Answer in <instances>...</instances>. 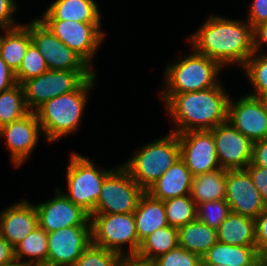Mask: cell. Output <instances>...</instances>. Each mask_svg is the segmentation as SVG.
<instances>
[{"mask_svg":"<svg viewBox=\"0 0 267 266\" xmlns=\"http://www.w3.org/2000/svg\"><path fill=\"white\" fill-rule=\"evenodd\" d=\"M38 225L36 206L26 199L0 211V235L14 248Z\"/></svg>","mask_w":267,"mask_h":266,"instance_id":"19","label":"cell"},{"mask_svg":"<svg viewBox=\"0 0 267 266\" xmlns=\"http://www.w3.org/2000/svg\"><path fill=\"white\" fill-rule=\"evenodd\" d=\"M249 165L267 168V138L253 143L252 161Z\"/></svg>","mask_w":267,"mask_h":266,"instance_id":"42","label":"cell"},{"mask_svg":"<svg viewBox=\"0 0 267 266\" xmlns=\"http://www.w3.org/2000/svg\"><path fill=\"white\" fill-rule=\"evenodd\" d=\"M90 221L93 245L123 257L136 256L141 242L136 232L134 213L91 214Z\"/></svg>","mask_w":267,"mask_h":266,"instance_id":"7","label":"cell"},{"mask_svg":"<svg viewBox=\"0 0 267 266\" xmlns=\"http://www.w3.org/2000/svg\"><path fill=\"white\" fill-rule=\"evenodd\" d=\"M44 134L36 112H30L20 120L6 124L0 128V139H4L10 152L13 167L19 168L25 164Z\"/></svg>","mask_w":267,"mask_h":266,"instance_id":"12","label":"cell"},{"mask_svg":"<svg viewBox=\"0 0 267 266\" xmlns=\"http://www.w3.org/2000/svg\"><path fill=\"white\" fill-rule=\"evenodd\" d=\"M31 42L44 56L49 70L97 72L57 38L38 18L30 20Z\"/></svg>","mask_w":267,"mask_h":266,"instance_id":"11","label":"cell"},{"mask_svg":"<svg viewBox=\"0 0 267 266\" xmlns=\"http://www.w3.org/2000/svg\"><path fill=\"white\" fill-rule=\"evenodd\" d=\"M96 73L47 70L38 77L28 79L21 84L28 109L35 112L46 101L77 90Z\"/></svg>","mask_w":267,"mask_h":266,"instance_id":"9","label":"cell"},{"mask_svg":"<svg viewBox=\"0 0 267 266\" xmlns=\"http://www.w3.org/2000/svg\"><path fill=\"white\" fill-rule=\"evenodd\" d=\"M117 266H151V264L135 257H123Z\"/></svg>","mask_w":267,"mask_h":266,"instance_id":"45","label":"cell"},{"mask_svg":"<svg viewBox=\"0 0 267 266\" xmlns=\"http://www.w3.org/2000/svg\"><path fill=\"white\" fill-rule=\"evenodd\" d=\"M17 3L16 0H0V26L14 28L23 24L17 23L14 17L19 9Z\"/></svg>","mask_w":267,"mask_h":266,"instance_id":"37","label":"cell"},{"mask_svg":"<svg viewBox=\"0 0 267 266\" xmlns=\"http://www.w3.org/2000/svg\"><path fill=\"white\" fill-rule=\"evenodd\" d=\"M260 257H267V247L260 253Z\"/></svg>","mask_w":267,"mask_h":266,"instance_id":"50","label":"cell"},{"mask_svg":"<svg viewBox=\"0 0 267 266\" xmlns=\"http://www.w3.org/2000/svg\"><path fill=\"white\" fill-rule=\"evenodd\" d=\"M0 266H29V265L26 263H23L19 259L14 258L12 261L2 264Z\"/></svg>","mask_w":267,"mask_h":266,"instance_id":"46","label":"cell"},{"mask_svg":"<svg viewBox=\"0 0 267 266\" xmlns=\"http://www.w3.org/2000/svg\"><path fill=\"white\" fill-rule=\"evenodd\" d=\"M57 38L80 55L94 70L93 59L106 39L101 23L40 20Z\"/></svg>","mask_w":267,"mask_h":266,"instance_id":"10","label":"cell"},{"mask_svg":"<svg viewBox=\"0 0 267 266\" xmlns=\"http://www.w3.org/2000/svg\"><path fill=\"white\" fill-rule=\"evenodd\" d=\"M151 266H202V257L177 246L153 260Z\"/></svg>","mask_w":267,"mask_h":266,"instance_id":"36","label":"cell"},{"mask_svg":"<svg viewBox=\"0 0 267 266\" xmlns=\"http://www.w3.org/2000/svg\"><path fill=\"white\" fill-rule=\"evenodd\" d=\"M202 266H228L224 264H202Z\"/></svg>","mask_w":267,"mask_h":266,"instance_id":"51","label":"cell"},{"mask_svg":"<svg viewBox=\"0 0 267 266\" xmlns=\"http://www.w3.org/2000/svg\"><path fill=\"white\" fill-rule=\"evenodd\" d=\"M55 196L35 204L38 212V224L47 233L71 226H91L90 215L74 204L58 186Z\"/></svg>","mask_w":267,"mask_h":266,"instance_id":"16","label":"cell"},{"mask_svg":"<svg viewBox=\"0 0 267 266\" xmlns=\"http://www.w3.org/2000/svg\"><path fill=\"white\" fill-rule=\"evenodd\" d=\"M30 21L26 24L9 28L2 39L0 56L5 63L16 72L31 44Z\"/></svg>","mask_w":267,"mask_h":266,"instance_id":"25","label":"cell"},{"mask_svg":"<svg viewBox=\"0 0 267 266\" xmlns=\"http://www.w3.org/2000/svg\"><path fill=\"white\" fill-rule=\"evenodd\" d=\"M99 10L94 0H55L38 19L102 23V14Z\"/></svg>","mask_w":267,"mask_h":266,"instance_id":"20","label":"cell"},{"mask_svg":"<svg viewBox=\"0 0 267 266\" xmlns=\"http://www.w3.org/2000/svg\"><path fill=\"white\" fill-rule=\"evenodd\" d=\"M259 257L256 246L229 245L217 241L202 256V264L259 266Z\"/></svg>","mask_w":267,"mask_h":266,"instance_id":"22","label":"cell"},{"mask_svg":"<svg viewBox=\"0 0 267 266\" xmlns=\"http://www.w3.org/2000/svg\"><path fill=\"white\" fill-rule=\"evenodd\" d=\"M186 55L166 65L160 93L195 92L220 83V72L224 68L217 61L194 49Z\"/></svg>","mask_w":267,"mask_h":266,"instance_id":"4","label":"cell"},{"mask_svg":"<svg viewBox=\"0 0 267 266\" xmlns=\"http://www.w3.org/2000/svg\"><path fill=\"white\" fill-rule=\"evenodd\" d=\"M14 258V247L0 235V265L8 263Z\"/></svg>","mask_w":267,"mask_h":266,"instance_id":"44","label":"cell"},{"mask_svg":"<svg viewBox=\"0 0 267 266\" xmlns=\"http://www.w3.org/2000/svg\"><path fill=\"white\" fill-rule=\"evenodd\" d=\"M240 20L210 14L187 41L192 49L217 61L224 70L230 65L241 69L255 51L253 28L247 20Z\"/></svg>","mask_w":267,"mask_h":266,"instance_id":"1","label":"cell"},{"mask_svg":"<svg viewBox=\"0 0 267 266\" xmlns=\"http://www.w3.org/2000/svg\"><path fill=\"white\" fill-rule=\"evenodd\" d=\"M122 255L93 245L83 251L73 266H117Z\"/></svg>","mask_w":267,"mask_h":266,"instance_id":"35","label":"cell"},{"mask_svg":"<svg viewBox=\"0 0 267 266\" xmlns=\"http://www.w3.org/2000/svg\"><path fill=\"white\" fill-rule=\"evenodd\" d=\"M217 241V230L198 219L178 228V246L201 257Z\"/></svg>","mask_w":267,"mask_h":266,"instance_id":"26","label":"cell"},{"mask_svg":"<svg viewBox=\"0 0 267 266\" xmlns=\"http://www.w3.org/2000/svg\"><path fill=\"white\" fill-rule=\"evenodd\" d=\"M17 83L15 72L5 63L0 56V93L11 89Z\"/></svg>","mask_w":267,"mask_h":266,"instance_id":"41","label":"cell"},{"mask_svg":"<svg viewBox=\"0 0 267 266\" xmlns=\"http://www.w3.org/2000/svg\"><path fill=\"white\" fill-rule=\"evenodd\" d=\"M226 170L218 169L193 177L190 197L198 205L205 201L225 200Z\"/></svg>","mask_w":267,"mask_h":266,"instance_id":"27","label":"cell"},{"mask_svg":"<svg viewBox=\"0 0 267 266\" xmlns=\"http://www.w3.org/2000/svg\"><path fill=\"white\" fill-rule=\"evenodd\" d=\"M47 266H73L92 243L91 226H71L47 233Z\"/></svg>","mask_w":267,"mask_h":266,"instance_id":"15","label":"cell"},{"mask_svg":"<svg viewBox=\"0 0 267 266\" xmlns=\"http://www.w3.org/2000/svg\"><path fill=\"white\" fill-rule=\"evenodd\" d=\"M134 219L140 242L155 230L169 226L164 202L153 198L146 191L140 197L137 209L134 212Z\"/></svg>","mask_w":267,"mask_h":266,"instance_id":"23","label":"cell"},{"mask_svg":"<svg viewBox=\"0 0 267 266\" xmlns=\"http://www.w3.org/2000/svg\"><path fill=\"white\" fill-rule=\"evenodd\" d=\"M220 82L217 86L187 93H160L172 133L211 130L227 121L230 95ZM228 93V94H227Z\"/></svg>","mask_w":267,"mask_h":266,"instance_id":"2","label":"cell"},{"mask_svg":"<svg viewBox=\"0 0 267 266\" xmlns=\"http://www.w3.org/2000/svg\"><path fill=\"white\" fill-rule=\"evenodd\" d=\"M97 76L96 73L87 79L77 90L46 101L35 111L48 143H54L79 130Z\"/></svg>","mask_w":267,"mask_h":266,"instance_id":"3","label":"cell"},{"mask_svg":"<svg viewBox=\"0 0 267 266\" xmlns=\"http://www.w3.org/2000/svg\"><path fill=\"white\" fill-rule=\"evenodd\" d=\"M254 51L257 53L267 54V50L263 51L261 47L267 46V23H262L253 29Z\"/></svg>","mask_w":267,"mask_h":266,"instance_id":"43","label":"cell"},{"mask_svg":"<svg viewBox=\"0 0 267 266\" xmlns=\"http://www.w3.org/2000/svg\"><path fill=\"white\" fill-rule=\"evenodd\" d=\"M256 248L261 253L267 247V205L255 218Z\"/></svg>","mask_w":267,"mask_h":266,"instance_id":"40","label":"cell"},{"mask_svg":"<svg viewBox=\"0 0 267 266\" xmlns=\"http://www.w3.org/2000/svg\"><path fill=\"white\" fill-rule=\"evenodd\" d=\"M180 158L193 177L220 168L213 134L209 130L188 131L177 134Z\"/></svg>","mask_w":267,"mask_h":266,"instance_id":"14","label":"cell"},{"mask_svg":"<svg viewBox=\"0 0 267 266\" xmlns=\"http://www.w3.org/2000/svg\"><path fill=\"white\" fill-rule=\"evenodd\" d=\"M259 266H267V257H259Z\"/></svg>","mask_w":267,"mask_h":266,"instance_id":"49","label":"cell"},{"mask_svg":"<svg viewBox=\"0 0 267 266\" xmlns=\"http://www.w3.org/2000/svg\"><path fill=\"white\" fill-rule=\"evenodd\" d=\"M178 246V229L171 226L159 228L145 237L135 258L151 263L157 257Z\"/></svg>","mask_w":267,"mask_h":266,"instance_id":"28","label":"cell"},{"mask_svg":"<svg viewBox=\"0 0 267 266\" xmlns=\"http://www.w3.org/2000/svg\"><path fill=\"white\" fill-rule=\"evenodd\" d=\"M192 180L193 175L179 158L146 192L162 201L190 195Z\"/></svg>","mask_w":267,"mask_h":266,"instance_id":"21","label":"cell"},{"mask_svg":"<svg viewBox=\"0 0 267 266\" xmlns=\"http://www.w3.org/2000/svg\"><path fill=\"white\" fill-rule=\"evenodd\" d=\"M249 175L253 180V184L262 195V198L267 205V168L249 165L246 167Z\"/></svg>","mask_w":267,"mask_h":266,"instance_id":"39","label":"cell"},{"mask_svg":"<svg viewBox=\"0 0 267 266\" xmlns=\"http://www.w3.org/2000/svg\"><path fill=\"white\" fill-rule=\"evenodd\" d=\"M9 28H6V27H3V26H0V47H1V42H2V39H3V36L5 34V32L8 30Z\"/></svg>","mask_w":267,"mask_h":266,"instance_id":"48","label":"cell"},{"mask_svg":"<svg viewBox=\"0 0 267 266\" xmlns=\"http://www.w3.org/2000/svg\"><path fill=\"white\" fill-rule=\"evenodd\" d=\"M24 91L21 84L0 93V128L28 115Z\"/></svg>","mask_w":267,"mask_h":266,"instance_id":"30","label":"cell"},{"mask_svg":"<svg viewBox=\"0 0 267 266\" xmlns=\"http://www.w3.org/2000/svg\"><path fill=\"white\" fill-rule=\"evenodd\" d=\"M49 70L44 56L36 46L31 43L22 59L19 69L15 72L16 81L22 84L28 79L38 77Z\"/></svg>","mask_w":267,"mask_h":266,"instance_id":"33","label":"cell"},{"mask_svg":"<svg viewBox=\"0 0 267 266\" xmlns=\"http://www.w3.org/2000/svg\"><path fill=\"white\" fill-rule=\"evenodd\" d=\"M145 191L121 165L104 179L96 207L92 214L134 213Z\"/></svg>","mask_w":267,"mask_h":266,"instance_id":"8","label":"cell"},{"mask_svg":"<svg viewBox=\"0 0 267 266\" xmlns=\"http://www.w3.org/2000/svg\"><path fill=\"white\" fill-rule=\"evenodd\" d=\"M241 69L253 87L249 95L259 97L267 91V54L255 52Z\"/></svg>","mask_w":267,"mask_h":266,"instance_id":"32","label":"cell"},{"mask_svg":"<svg viewBox=\"0 0 267 266\" xmlns=\"http://www.w3.org/2000/svg\"><path fill=\"white\" fill-rule=\"evenodd\" d=\"M163 202L169 226L178 229L197 219V204L190 195L170 198Z\"/></svg>","mask_w":267,"mask_h":266,"instance_id":"31","label":"cell"},{"mask_svg":"<svg viewBox=\"0 0 267 266\" xmlns=\"http://www.w3.org/2000/svg\"><path fill=\"white\" fill-rule=\"evenodd\" d=\"M65 168L66 192H62L74 204L89 215L94 212L104 179L116 168L103 169L94 164L89 157L71 152ZM97 166V167H96Z\"/></svg>","mask_w":267,"mask_h":266,"instance_id":"6","label":"cell"},{"mask_svg":"<svg viewBox=\"0 0 267 266\" xmlns=\"http://www.w3.org/2000/svg\"><path fill=\"white\" fill-rule=\"evenodd\" d=\"M227 120L253 143L267 138V111L258 97L246 95L228 101Z\"/></svg>","mask_w":267,"mask_h":266,"instance_id":"17","label":"cell"},{"mask_svg":"<svg viewBox=\"0 0 267 266\" xmlns=\"http://www.w3.org/2000/svg\"><path fill=\"white\" fill-rule=\"evenodd\" d=\"M15 258L29 266H47V232L39 225L14 248ZM26 258V259H25Z\"/></svg>","mask_w":267,"mask_h":266,"instance_id":"29","label":"cell"},{"mask_svg":"<svg viewBox=\"0 0 267 266\" xmlns=\"http://www.w3.org/2000/svg\"><path fill=\"white\" fill-rule=\"evenodd\" d=\"M221 243L238 246H256L255 219L230 213L217 229Z\"/></svg>","mask_w":267,"mask_h":266,"instance_id":"24","label":"cell"},{"mask_svg":"<svg viewBox=\"0 0 267 266\" xmlns=\"http://www.w3.org/2000/svg\"><path fill=\"white\" fill-rule=\"evenodd\" d=\"M225 200L232 213L254 219L266 206L246 169L226 171Z\"/></svg>","mask_w":267,"mask_h":266,"instance_id":"18","label":"cell"},{"mask_svg":"<svg viewBox=\"0 0 267 266\" xmlns=\"http://www.w3.org/2000/svg\"><path fill=\"white\" fill-rule=\"evenodd\" d=\"M230 213L226 200L205 201L197 205V219L215 230Z\"/></svg>","mask_w":267,"mask_h":266,"instance_id":"34","label":"cell"},{"mask_svg":"<svg viewBox=\"0 0 267 266\" xmlns=\"http://www.w3.org/2000/svg\"><path fill=\"white\" fill-rule=\"evenodd\" d=\"M258 98L262 102L264 109L267 111V91L263 92Z\"/></svg>","mask_w":267,"mask_h":266,"instance_id":"47","label":"cell"},{"mask_svg":"<svg viewBox=\"0 0 267 266\" xmlns=\"http://www.w3.org/2000/svg\"><path fill=\"white\" fill-rule=\"evenodd\" d=\"M180 158L179 139L176 133L140 145L121 165L131 178L147 191Z\"/></svg>","mask_w":267,"mask_h":266,"instance_id":"5","label":"cell"},{"mask_svg":"<svg viewBox=\"0 0 267 266\" xmlns=\"http://www.w3.org/2000/svg\"><path fill=\"white\" fill-rule=\"evenodd\" d=\"M214 137L220 168L226 171L246 169L252 161L253 142L228 120L209 130Z\"/></svg>","mask_w":267,"mask_h":266,"instance_id":"13","label":"cell"},{"mask_svg":"<svg viewBox=\"0 0 267 266\" xmlns=\"http://www.w3.org/2000/svg\"><path fill=\"white\" fill-rule=\"evenodd\" d=\"M247 21L254 29L262 23H267V0H252L248 8Z\"/></svg>","mask_w":267,"mask_h":266,"instance_id":"38","label":"cell"}]
</instances>
